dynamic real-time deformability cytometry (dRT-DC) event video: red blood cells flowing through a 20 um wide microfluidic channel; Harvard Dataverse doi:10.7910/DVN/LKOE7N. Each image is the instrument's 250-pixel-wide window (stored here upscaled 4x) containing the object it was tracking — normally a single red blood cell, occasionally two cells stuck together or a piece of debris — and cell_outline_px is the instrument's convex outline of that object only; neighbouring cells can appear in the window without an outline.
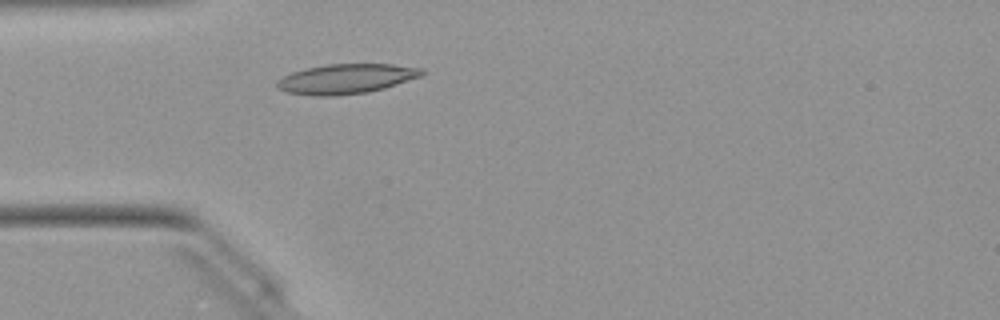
{"species": "Egyptian fruit bat (a non-hibernating species)", "species_latin": "Rousettus aegyptiacus", "temperature_condition": "warm", "stored_images_in_passage": 36, "camera_frame_rate_fps": 3000, "um_per_image_px": 0.085, "animal": {"sex": "female"}, "frame": {"image": 1, "passage_image": 1, "time_ms": 0.0, "image_size_px": [1000, 320], "cell_outline_px": [[428, 72], [420, 76], [384, 88], [368, 92], [336, 96], [312, 96], [288, 92], [276, 88], [276, 84], [284, 76], [292, 72], [304, 68], [328, 64], [392, 64], [424, 68]], "centroid_in_image_um": [29.44, 6.7], "position_along_channel_um": 55.6, "area_um2": 25.2}}
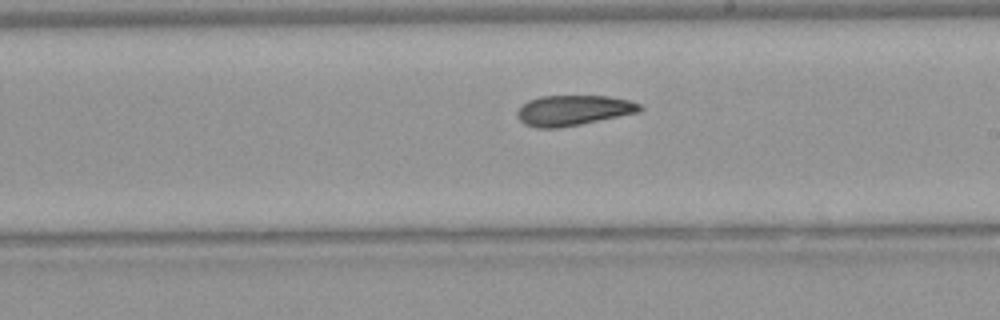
{"frame": {"image": 2, "passage_image": 15, "time_ms": 4.667, "image_size_px": [1000, 320], "cell_outline_px": [[644, 108], [640, 112], [560, 128], [536, 128], [524, 124], [516, 116], [516, 112], [520, 104], [528, 100], [540, 96], [608, 96], [628, 100], [640, 104]], "centroid_in_image_um": [48.68, 9.38], "position_along_channel_um": 240.3, "area_um2": 21.85}}
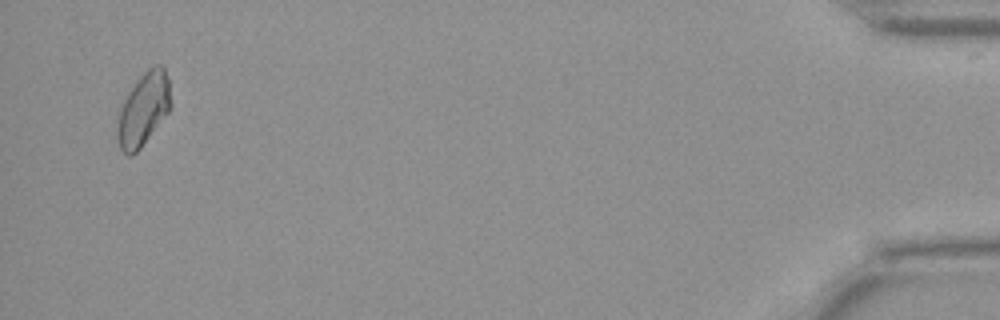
{"frame": {"image": 3, "passage_image": 35, "time_ms": 11.333, "image_size_px": [1000, 320], "cell_outline_px": [[172, 108], [140, 148], [132, 156], [128, 156], [120, 148], [116, 136], [116, 128], [120, 112], [124, 100], [128, 92], [140, 76], [148, 68], [156, 64], [160, 64], [164, 68], [168, 80], [172, 104]], "centroid_in_image_um": [12.2, 9.29], "position_along_channel_um": 423.0, "area_um2": 22.66}, "authors_computed_cell_mechanics": {"area_um2": 21.964, "velocity_mm_per_s": 4.0611, "shape_relaxation_time_tau1_ms": 6.8663, "shape_relaxation_time_tau2_ms": 5.0018, "deformation_change_tau1": 0.1492, "deformation_change_tau2": 0.1236}}